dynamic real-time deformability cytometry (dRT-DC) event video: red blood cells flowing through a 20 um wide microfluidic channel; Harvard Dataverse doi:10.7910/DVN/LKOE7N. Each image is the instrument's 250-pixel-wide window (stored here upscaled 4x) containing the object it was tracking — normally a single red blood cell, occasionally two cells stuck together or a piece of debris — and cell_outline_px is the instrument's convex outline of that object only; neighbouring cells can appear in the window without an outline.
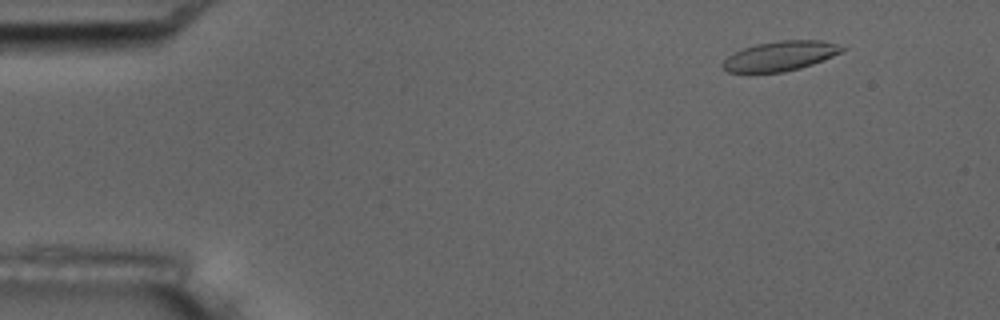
{"species": "common noctule bat (a hibernating species)", "species_latin": "Nyctalus noctula", "temperature_condition": "room temperature", "stored_images_in_passage": 42, "camera_frame_rate_fps": 3000, "um_per_image_px": 0.085, "animal": {"sex": "male", "body_mass_g": 17.5, "forearm_length_mm": 52.3}, "frame": {"image": 1, "passage_image": 3, "time_ms": 0.667, "image_size_px": [1000, 320], "cell_outline_px": [[848, 48], [832, 56], [812, 64], [800, 68], [784, 72], [728, 72], [724, 68], [724, 60], [732, 52], [756, 44], [780, 40], [820, 40], [836, 44]], "centroid_in_image_um": [66.32, 4.75], "position_along_channel_um": 18.7, "area_um2": 20.4}}
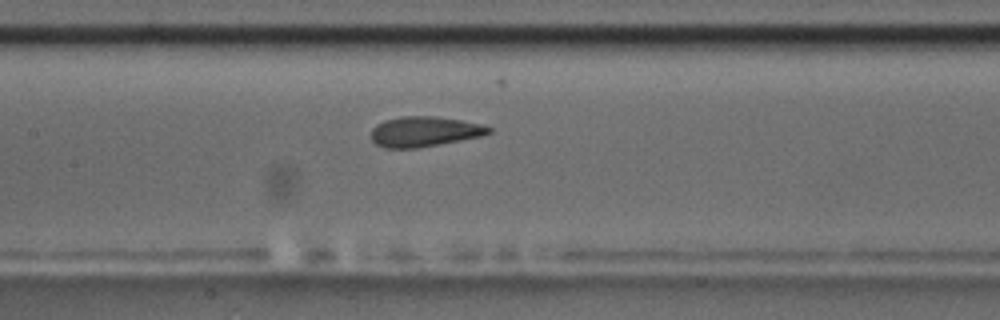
{"frame": {"image": 2, "passage_image": 23, "time_ms": 7.333, "image_size_px": [1000, 320], "cell_outline_px": [[492, 132], [480, 136], [460, 140], [416, 148], [384, 148], [376, 144], [372, 140], [372, 128], [376, 124], [384, 120], [400, 116], [436, 116], [484, 124], [492, 128]], "centroid_in_image_um": [36.06, 11.17], "position_along_channel_um": 171.3, "area_um2": 20.69}}
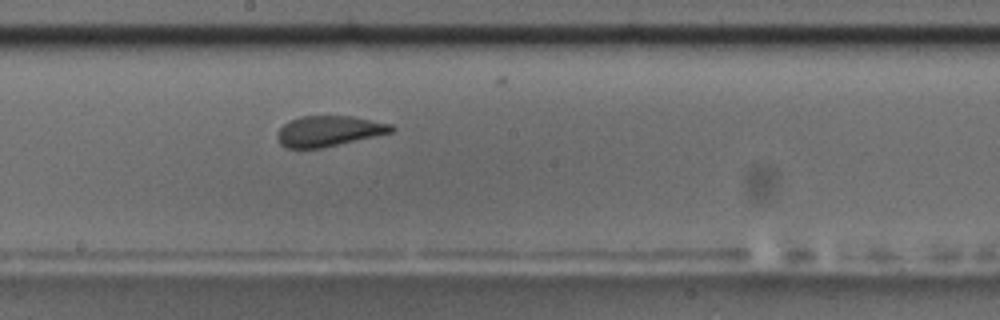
{"frame": {"image": 3, "passage_image": 27, "time_ms": 8.667, "image_size_px": [1000, 320], "cell_outline_px": [[396, 128], [392, 132], [320, 148], [288, 148], [280, 144], [276, 136], [276, 132], [288, 120], [300, 116], [352, 116], [392, 124]], "centroid_in_image_um": [27.91, 11.13], "position_along_channel_um": 220.3, "area_um2": 20.23}}